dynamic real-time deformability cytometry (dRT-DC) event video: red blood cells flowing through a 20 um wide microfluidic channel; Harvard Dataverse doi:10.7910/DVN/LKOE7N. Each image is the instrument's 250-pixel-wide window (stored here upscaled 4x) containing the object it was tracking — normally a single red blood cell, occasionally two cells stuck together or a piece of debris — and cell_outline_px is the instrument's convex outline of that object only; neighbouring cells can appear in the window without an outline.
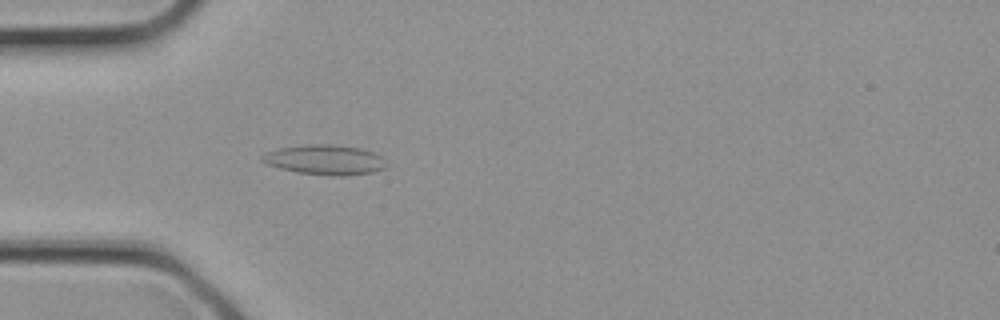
{"species": "common noctule bat (a hibernating species)", "species_latin": "Nyctalus noctula", "temperature_condition": "cold", "stored_images_in_passage": 9, "camera_frame_rate_fps": 3000, "um_per_image_px": 0.085, "animal": {"sex": "female", "body_mass_g": 21.9}, "frame": {"image": 1, "passage_image": 7, "time_ms": 2.0, "image_size_px": [1000, 320], "cell_outline_px": [[384, 168], [372, 172], [344, 176], [332, 176], [296, 172], [264, 164], [260, 160], [268, 152], [280, 148], [304, 144], [336, 144], [360, 148], [376, 152], [380, 156]], "centroid_in_image_um": [27.59, 13.58], "position_along_channel_um": 57.4, "area_um2": 21.56}}
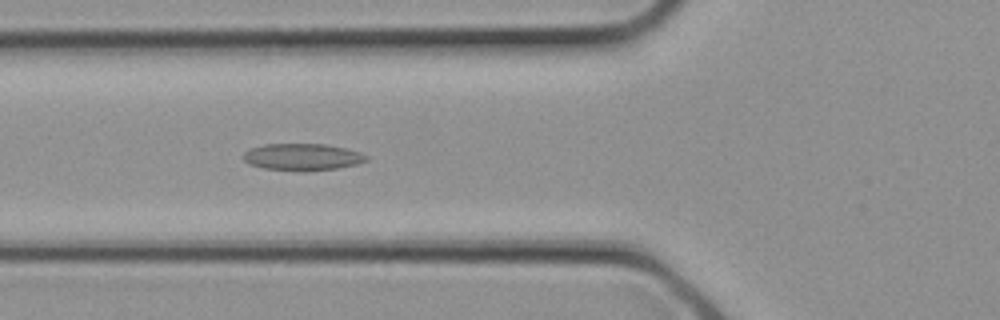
{"frame": {"image": 2, "passage_image": 9, "time_ms": 2.667, "image_size_px": [1000, 320], "cell_outline_px": [[368, 160], [356, 164], [336, 168], [264, 168], [248, 164], [244, 160], [244, 152], [248, 148], [264, 144], [324, 144], [344, 148], [360, 152], [368, 156]], "centroid_in_image_um": [25.68, 13.29], "position_along_channel_um": 100.1, "area_um2": 18.32}}